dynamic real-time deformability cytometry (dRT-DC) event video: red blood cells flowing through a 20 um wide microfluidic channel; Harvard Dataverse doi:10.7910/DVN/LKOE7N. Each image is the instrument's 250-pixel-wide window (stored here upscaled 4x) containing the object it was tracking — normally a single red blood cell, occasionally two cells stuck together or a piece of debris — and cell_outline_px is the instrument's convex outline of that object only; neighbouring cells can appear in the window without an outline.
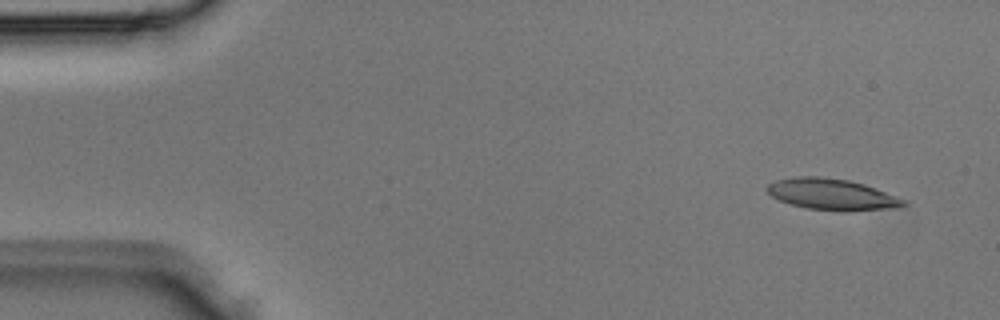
{"species": "Egyptian fruit bat (a non-hibernating species)", "species_latin": "Rousettus aegyptiacus", "temperature_condition": "room temperature", "stored_images_in_passage": 3, "camera_frame_rate_fps": 3000, "um_per_image_px": 0.085, "animal": {"sex": "male"}, "frame": {"image": 1, "passage_image": 1, "time_ms": 0.0, "image_size_px": [1000, 320], "cell_outline_px": [[908, 204], [892, 208], [808, 208], [792, 204], [780, 200], [772, 196], [764, 188], [768, 184], [776, 180], [796, 176], [820, 176], [848, 180], [864, 184], [876, 188], [904, 200]], "centroid_in_image_um": [70.61, 16.45], "position_along_channel_um": 14.4, "area_um2": 23.52}}